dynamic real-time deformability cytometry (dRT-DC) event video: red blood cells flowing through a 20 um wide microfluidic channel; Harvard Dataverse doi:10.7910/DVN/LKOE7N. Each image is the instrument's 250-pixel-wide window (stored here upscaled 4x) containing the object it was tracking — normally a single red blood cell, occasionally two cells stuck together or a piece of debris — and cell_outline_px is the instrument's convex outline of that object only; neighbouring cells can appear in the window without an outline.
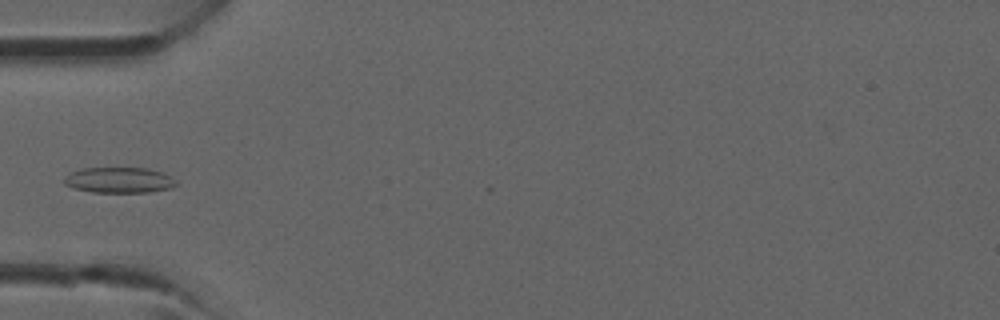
{"species": "common noctule bat (a hibernating species)", "species_latin": "Nyctalus noctula", "temperature_condition": "room temperature", "stored_images_in_passage": 18, "camera_frame_rate_fps": 3000, "um_per_image_px": 0.085, "animal": {"sex": "male", "forearm_length_mm": 52.5}, "frame": {"image": 1, "passage_image": 1, "time_ms": 0.0, "image_size_px": [1000, 320], "cell_outline_px": [[176, 184], [172, 188], [148, 192], [92, 192], [72, 188], [64, 184], [64, 176], [68, 172], [84, 168], [148, 168], [164, 172], [172, 176], [176, 180]], "centroid_in_image_um": [10.12, 15.3], "position_along_channel_um": 74.9, "area_um2": 16.99}}
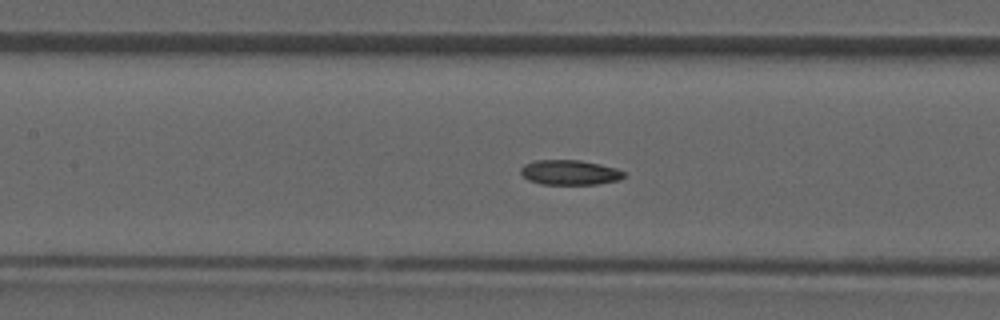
{"frame": {"image": 2, "passage_image": 6, "time_ms": 1.667, "image_size_px": [1000, 320], "cell_outline_px": [[624, 176], [620, 180], [596, 184], [540, 184], [528, 180], [520, 172], [520, 168], [524, 164], [536, 160], [580, 160], [600, 164], [616, 168], [624, 172]], "centroid_in_image_um": [48.41, 14.65], "position_along_channel_um": 159.0, "area_um2": 14.97}}
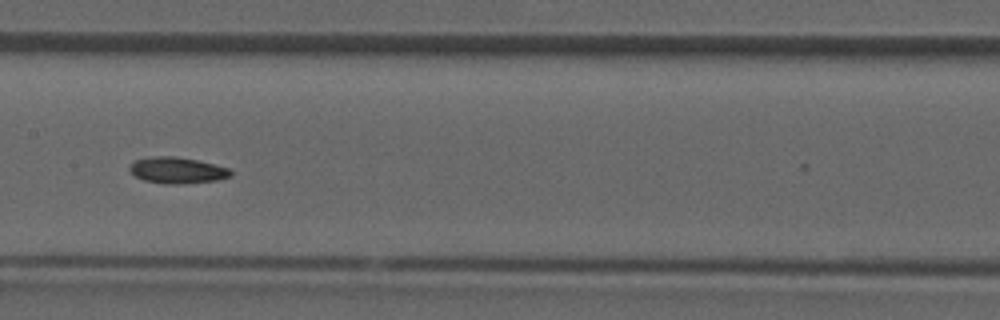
{"frame": {"image": 3, "passage_image": 8, "time_ms": 2.333, "image_size_px": [1000, 320], "cell_outline_px": [[232, 176], [216, 180], [184, 184], [164, 184], [144, 180], [136, 176], [128, 168], [136, 160], [148, 156], [176, 156], [196, 160], [228, 168], [232, 172]], "centroid_in_image_um": [15.05, 14.48], "position_along_channel_um": 192.3, "area_um2": 15.37}}